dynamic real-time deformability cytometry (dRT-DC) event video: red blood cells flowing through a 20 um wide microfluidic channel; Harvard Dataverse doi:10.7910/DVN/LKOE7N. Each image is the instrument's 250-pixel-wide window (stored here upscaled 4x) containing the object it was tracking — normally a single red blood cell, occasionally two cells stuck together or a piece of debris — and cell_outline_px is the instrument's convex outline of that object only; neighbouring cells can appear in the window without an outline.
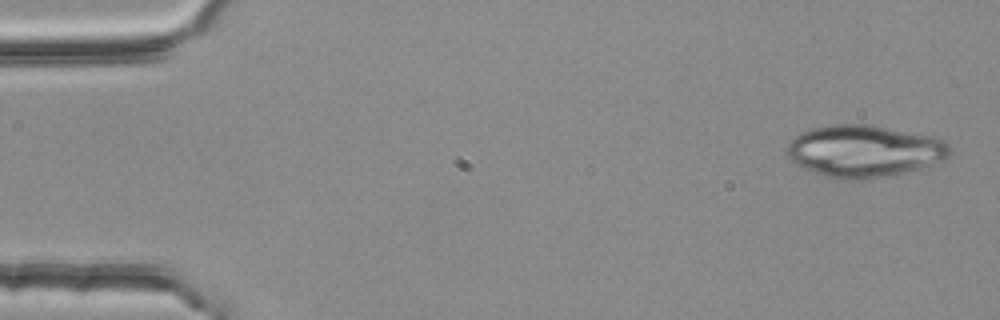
{"species": "common noctule bat (a hibernating species)", "species_latin": "Nyctalus noctula", "temperature_condition": "room temperature", "stored_images_in_passage": 3, "camera_frame_rate_fps": 3000, "um_per_image_px": 0.085, "animal": {"sex": "female", "body_mass_g": 25.1}, "frame": {"image": 1, "passage_image": 1, "time_ms": 0.0, "image_size_px": [1000, 320], "cell_outline_px": [[952, 148], [948, 156], [920, 168], [904, 172], [884, 176], [840, 180], [824, 176], [792, 160], [788, 156], [788, 144], [800, 132], [812, 128], [836, 124], [872, 124], [936, 136], [948, 140]], "centroid_in_image_um": [73.52, 12.8], "position_along_channel_um": 11.5, "area_um2": 48.96}}